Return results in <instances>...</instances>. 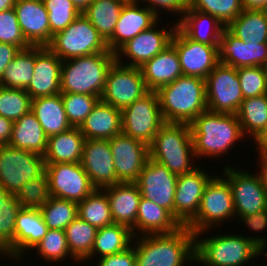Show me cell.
Listing matches in <instances>:
<instances>
[{
    "mask_svg": "<svg viewBox=\"0 0 267 266\" xmlns=\"http://www.w3.org/2000/svg\"><path fill=\"white\" fill-rule=\"evenodd\" d=\"M196 159L220 158L246 139L237 115L206 110L190 124Z\"/></svg>",
    "mask_w": 267,
    "mask_h": 266,
    "instance_id": "1",
    "label": "cell"
},
{
    "mask_svg": "<svg viewBox=\"0 0 267 266\" xmlns=\"http://www.w3.org/2000/svg\"><path fill=\"white\" fill-rule=\"evenodd\" d=\"M132 244L136 266H187L188 261L195 262V234L187 226L170 234L134 237Z\"/></svg>",
    "mask_w": 267,
    "mask_h": 266,
    "instance_id": "2",
    "label": "cell"
},
{
    "mask_svg": "<svg viewBox=\"0 0 267 266\" xmlns=\"http://www.w3.org/2000/svg\"><path fill=\"white\" fill-rule=\"evenodd\" d=\"M257 235L213 233L211 237L204 238L202 234H195V263L204 266H247L255 257L258 259V245L266 239L264 235Z\"/></svg>",
    "mask_w": 267,
    "mask_h": 266,
    "instance_id": "3",
    "label": "cell"
},
{
    "mask_svg": "<svg viewBox=\"0 0 267 266\" xmlns=\"http://www.w3.org/2000/svg\"><path fill=\"white\" fill-rule=\"evenodd\" d=\"M164 122L190 124L207 110L206 82L196 76H180L157 91Z\"/></svg>",
    "mask_w": 267,
    "mask_h": 266,
    "instance_id": "4",
    "label": "cell"
},
{
    "mask_svg": "<svg viewBox=\"0 0 267 266\" xmlns=\"http://www.w3.org/2000/svg\"><path fill=\"white\" fill-rule=\"evenodd\" d=\"M149 158L176 175L190 173L197 168L190 125L165 122L149 146Z\"/></svg>",
    "mask_w": 267,
    "mask_h": 266,
    "instance_id": "5",
    "label": "cell"
},
{
    "mask_svg": "<svg viewBox=\"0 0 267 266\" xmlns=\"http://www.w3.org/2000/svg\"><path fill=\"white\" fill-rule=\"evenodd\" d=\"M116 60V53L102 52L62 61L61 93L101 97L106 75Z\"/></svg>",
    "mask_w": 267,
    "mask_h": 266,
    "instance_id": "6",
    "label": "cell"
},
{
    "mask_svg": "<svg viewBox=\"0 0 267 266\" xmlns=\"http://www.w3.org/2000/svg\"><path fill=\"white\" fill-rule=\"evenodd\" d=\"M258 172L230 165L221 169V175L228 181L233 196L236 217L251 215L267 209V162L257 160Z\"/></svg>",
    "mask_w": 267,
    "mask_h": 266,
    "instance_id": "7",
    "label": "cell"
},
{
    "mask_svg": "<svg viewBox=\"0 0 267 266\" xmlns=\"http://www.w3.org/2000/svg\"><path fill=\"white\" fill-rule=\"evenodd\" d=\"M236 217L232 190L222 175H215L206 185L195 218L187 225L194 234L203 236L210 229L220 228L222 223ZM217 226V227H216Z\"/></svg>",
    "mask_w": 267,
    "mask_h": 266,
    "instance_id": "8",
    "label": "cell"
},
{
    "mask_svg": "<svg viewBox=\"0 0 267 266\" xmlns=\"http://www.w3.org/2000/svg\"><path fill=\"white\" fill-rule=\"evenodd\" d=\"M47 47L62 61L111 52L107 42L82 13L66 29L53 35Z\"/></svg>",
    "mask_w": 267,
    "mask_h": 266,
    "instance_id": "9",
    "label": "cell"
},
{
    "mask_svg": "<svg viewBox=\"0 0 267 266\" xmlns=\"http://www.w3.org/2000/svg\"><path fill=\"white\" fill-rule=\"evenodd\" d=\"M45 171L44 157L9 145L0 146V186L16 195L22 185Z\"/></svg>",
    "mask_w": 267,
    "mask_h": 266,
    "instance_id": "10",
    "label": "cell"
},
{
    "mask_svg": "<svg viewBox=\"0 0 267 266\" xmlns=\"http://www.w3.org/2000/svg\"><path fill=\"white\" fill-rule=\"evenodd\" d=\"M164 123L156 91H149L122 110V133L148 147Z\"/></svg>",
    "mask_w": 267,
    "mask_h": 266,
    "instance_id": "11",
    "label": "cell"
},
{
    "mask_svg": "<svg viewBox=\"0 0 267 266\" xmlns=\"http://www.w3.org/2000/svg\"><path fill=\"white\" fill-rule=\"evenodd\" d=\"M148 92L140 67L123 65L115 60L107 72L100 99L122 111Z\"/></svg>",
    "mask_w": 267,
    "mask_h": 266,
    "instance_id": "12",
    "label": "cell"
},
{
    "mask_svg": "<svg viewBox=\"0 0 267 266\" xmlns=\"http://www.w3.org/2000/svg\"><path fill=\"white\" fill-rule=\"evenodd\" d=\"M205 82L207 109L236 115L244 100L237 68L219 62Z\"/></svg>",
    "mask_w": 267,
    "mask_h": 266,
    "instance_id": "13",
    "label": "cell"
},
{
    "mask_svg": "<svg viewBox=\"0 0 267 266\" xmlns=\"http://www.w3.org/2000/svg\"><path fill=\"white\" fill-rule=\"evenodd\" d=\"M171 44L175 47L184 76L206 79L219 63V45L197 42L176 27Z\"/></svg>",
    "mask_w": 267,
    "mask_h": 266,
    "instance_id": "14",
    "label": "cell"
},
{
    "mask_svg": "<svg viewBox=\"0 0 267 266\" xmlns=\"http://www.w3.org/2000/svg\"><path fill=\"white\" fill-rule=\"evenodd\" d=\"M153 25L150 29L142 31L133 39L129 40L116 52V60L127 66L141 67L171 44L172 35L177 27L174 21L166 27ZM158 27V28H157ZM127 60H124L123 59ZM130 59V61H128ZM125 61H128L125 63ZM124 62V63H123Z\"/></svg>",
    "mask_w": 267,
    "mask_h": 266,
    "instance_id": "15",
    "label": "cell"
},
{
    "mask_svg": "<svg viewBox=\"0 0 267 266\" xmlns=\"http://www.w3.org/2000/svg\"><path fill=\"white\" fill-rule=\"evenodd\" d=\"M50 196L79 203L95 188L81 163L45 164Z\"/></svg>",
    "mask_w": 267,
    "mask_h": 266,
    "instance_id": "16",
    "label": "cell"
},
{
    "mask_svg": "<svg viewBox=\"0 0 267 266\" xmlns=\"http://www.w3.org/2000/svg\"><path fill=\"white\" fill-rule=\"evenodd\" d=\"M117 184L135 183L148 158L149 147L124 133L109 139Z\"/></svg>",
    "mask_w": 267,
    "mask_h": 266,
    "instance_id": "17",
    "label": "cell"
},
{
    "mask_svg": "<svg viewBox=\"0 0 267 266\" xmlns=\"http://www.w3.org/2000/svg\"><path fill=\"white\" fill-rule=\"evenodd\" d=\"M214 176L199 166L190 173L178 175L174 195V218L181 226H187L195 218L206 185Z\"/></svg>",
    "mask_w": 267,
    "mask_h": 266,
    "instance_id": "18",
    "label": "cell"
},
{
    "mask_svg": "<svg viewBox=\"0 0 267 266\" xmlns=\"http://www.w3.org/2000/svg\"><path fill=\"white\" fill-rule=\"evenodd\" d=\"M178 175L148 158L135 184L141 196L167 209L174 217V195Z\"/></svg>",
    "mask_w": 267,
    "mask_h": 266,
    "instance_id": "19",
    "label": "cell"
},
{
    "mask_svg": "<svg viewBox=\"0 0 267 266\" xmlns=\"http://www.w3.org/2000/svg\"><path fill=\"white\" fill-rule=\"evenodd\" d=\"M142 6L135 0H128L124 4L113 35L106 41L109 51L116 53L139 33L160 23L162 18H159L147 6Z\"/></svg>",
    "mask_w": 267,
    "mask_h": 266,
    "instance_id": "20",
    "label": "cell"
},
{
    "mask_svg": "<svg viewBox=\"0 0 267 266\" xmlns=\"http://www.w3.org/2000/svg\"><path fill=\"white\" fill-rule=\"evenodd\" d=\"M81 165L95 189L117 184L109 140L85 139Z\"/></svg>",
    "mask_w": 267,
    "mask_h": 266,
    "instance_id": "21",
    "label": "cell"
},
{
    "mask_svg": "<svg viewBox=\"0 0 267 266\" xmlns=\"http://www.w3.org/2000/svg\"><path fill=\"white\" fill-rule=\"evenodd\" d=\"M62 60L48 47L35 46V66L25 91L32 99L61 93Z\"/></svg>",
    "mask_w": 267,
    "mask_h": 266,
    "instance_id": "22",
    "label": "cell"
},
{
    "mask_svg": "<svg viewBox=\"0 0 267 266\" xmlns=\"http://www.w3.org/2000/svg\"><path fill=\"white\" fill-rule=\"evenodd\" d=\"M14 10L26 41L31 46L50 44L48 12L42 0H16Z\"/></svg>",
    "mask_w": 267,
    "mask_h": 266,
    "instance_id": "23",
    "label": "cell"
},
{
    "mask_svg": "<svg viewBox=\"0 0 267 266\" xmlns=\"http://www.w3.org/2000/svg\"><path fill=\"white\" fill-rule=\"evenodd\" d=\"M267 60V43L243 42L226 27L221 33L219 62L235 68L263 66Z\"/></svg>",
    "mask_w": 267,
    "mask_h": 266,
    "instance_id": "24",
    "label": "cell"
},
{
    "mask_svg": "<svg viewBox=\"0 0 267 266\" xmlns=\"http://www.w3.org/2000/svg\"><path fill=\"white\" fill-rule=\"evenodd\" d=\"M48 227L39 208H24L18 211L15 221L14 240L10 247L21 263L26 254L33 250L46 235ZM27 252V253H26Z\"/></svg>",
    "mask_w": 267,
    "mask_h": 266,
    "instance_id": "25",
    "label": "cell"
},
{
    "mask_svg": "<svg viewBox=\"0 0 267 266\" xmlns=\"http://www.w3.org/2000/svg\"><path fill=\"white\" fill-rule=\"evenodd\" d=\"M108 197L113 222L129 227L136 237V220L141 193L135 183H118L103 189Z\"/></svg>",
    "mask_w": 267,
    "mask_h": 266,
    "instance_id": "26",
    "label": "cell"
},
{
    "mask_svg": "<svg viewBox=\"0 0 267 266\" xmlns=\"http://www.w3.org/2000/svg\"><path fill=\"white\" fill-rule=\"evenodd\" d=\"M140 69L149 91H157L183 75L177 51L172 44L145 62Z\"/></svg>",
    "mask_w": 267,
    "mask_h": 266,
    "instance_id": "27",
    "label": "cell"
},
{
    "mask_svg": "<svg viewBox=\"0 0 267 266\" xmlns=\"http://www.w3.org/2000/svg\"><path fill=\"white\" fill-rule=\"evenodd\" d=\"M79 129L85 139L109 140L122 133V111L100 99Z\"/></svg>",
    "mask_w": 267,
    "mask_h": 266,
    "instance_id": "28",
    "label": "cell"
},
{
    "mask_svg": "<svg viewBox=\"0 0 267 266\" xmlns=\"http://www.w3.org/2000/svg\"><path fill=\"white\" fill-rule=\"evenodd\" d=\"M182 226L173 215L154 201L141 197L136 220V237L170 234Z\"/></svg>",
    "mask_w": 267,
    "mask_h": 266,
    "instance_id": "29",
    "label": "cell"
},
{
    "mask_svg": "<svg viewBox=\"0 0 267 266\" xmlns=\"http://www.w3.org/2000/svg\"><path fill=\"white\" fill-rule=\"evenodd\" d=\"M84 141L79 127L48 137L45 164L81 163Z\"/></svg>",
    "mask_w": 267,
    "mask_h": 266,
    "instance_id": "30",
    "label": "cell"
},
{
    "mask_svg": "<svg viewBox=\"0 0 267 266\" xmlns=\"http://www.w3.org/2000/svg\"><path fill=\"white\" fill-rule=\"evenodd\" d=\"M177 27L194 41L208 45H220L221 33L225 28L214 16L197 10H186Z\"/></svg>",
    "mask_w": 267,
    "mask_h": 266,
    "instance_id": "31",
    "label": "cell"
},
{
    "mask_svg": "<svg viewBox=\"0 0 267 266\" xmlns=\"http://www.w3.org/2000/svg\"><path fill=\"white\" fill-rule=\"evenodd\" d=\"M31 112L37 117L47 137L72 128L64 109L61 93L32 99Z\"/></svg>",
    "mask_w": 267,
    "mask_h": 266,
    "instance_id": "32",
    "label": "cell"
},
{
    "mask_svg": "<svg viewBox=\"0 0 267 266\" xmlns=\"http://www.w3.org/2000/svg\"><path fill=\"white\" fill-rule=\"evenodd\" d=\"M47 141L48 137L41 124L30 111L13 122L12 135L8 145L44 156L47 150Z\"/></svg>",
    "mask_w": 267,
    "mask_h": 266,
    "instance_id": "33",
    "label": "cell"
},
{
    "mask_svg": "<svg viewBox=\"0 0 267 266\" xmlns=\"http://www.w3.org/2000/svg\"><path fill=\"white\" fill-rule=\"evenodd\" d=\"M132 230L121 224H110L98 229L94 246L87 261L122 252L132 245ZM99 255V256H98Z\"/></svg>",
    "mask_w": 267,
    "mask_h": 266,
    "instance_id": "34",
    "label": "cell"
},
{
    "mask_svg": "<svg viewBox=\"0 0 267 266\" xmlns=\"http://www.w3.org/2000/svg\"><path fill=\"white\" fill-rule=\"evenodd\" d=\"M226 28L245 43H267V10L243 9Z\"/></svg>",
    "mask_w": 267,
    "mask_h": 266,
    "instance_id": "35",
    "label": "cell"
},
{
    "mask_svg": "<svg viewBox=\"0 0 267 266\" xmlns=\"http://www.w3.org/2000/svg\"><path fill=\"white\" fill-rule=\"evenodd\" d=\"M128 0H93L83 15L92 23L105 41L114 32L124 4Z\"/></svg>",
    "mask_w": 267,
    "mask_h": 266,
    "instance_id": "36",
    "label": "cell"
},
{
    "mask_svg": "<svg viewBox=\"0 0 267 266\" xmlns=\"http://www.w3.org/2000/svg\"><path fill=\"white\" fill-rule=\"evenodd\" d=\"M64 231L72 257L80 265L85 264L93 249L98 229L77 217Z\"/></svg>",
    "mask_w": 267,
    "mask_h": 266,
    "instance_id": "37",
    "label": "cell"
},
{
    "mask_svg": "<svg viewBox=\"0 0 267 266\" xmlns=\"http://www.w3.org/2000/svg\"><path fill=\"white\" fill-rule=\"evenodd\" d=\"M236 115L244 136L254 140L267 123V94L244 99Z\"/></svg>",
    "mask_w": 267,
    "mask_h": 266,
    "instance_id": "38",
    "label": "cell"
},
{
    "mask_svg": "<svg viewBox=\"0 0 267 266\" xmlns=\"http://www.w3.org/2000/svg\"><path fill=\"white\" fill-rule=\"evenodd\" d=\"M34 66L35 46L20 50L4 70L0 86L25 90L32 79Z\"/></svg>",
    "mask_w": 267,
    "mask_h": 266,
    "instance_id": "39",
    "label": "cell"
},
{
    "mask_svg": "<svg viewBox=\"0 0 267 266\" xmlns=\"http://www.w3.org/2000/svg\"><path fill=\"white\" fill-rule=\"evenodd\" d=\"M78 217L97 229L113 224L108 197L103 189H94L78 203Z\"/></svg>",
    "mask_w": 267,
    "mask_h": 266,
    "instance_id": "40",
    "label": "cell"
},
{
    "mask_svg": "<svg viewBox=\"0 0 267 266\" xmlns=\"http://www.w3.org/2000/svg\"><path fill=\"white\" fill-rule=\"evenodd\" d=\"M39 210L48 229L65 230L78 217V203L53 196Z\"/></svg>",
    "mask_w": 267,
    "mask_h": 266,
    "instance_id": "41",
    "label": "cell"
},
{
    "mask_svg": "<svg viewBox=\"0 0 267 266\" xmlns=\"http://www.w3.org/2000/svg\"><path fill=\"white\" fill-rule=\"evenodd\" d=\"M33 250H36L35 254L37 253L36 255L43 260L45 259L46 263H57L58 261L61 263V261H67V257H71L73 262H77L70 253L64 230L48 229L46 235Z\"/></svg>",
    "mask_w": 267,
    "mask_h": 266,
    "instance_id": "42",
    "label": "cell"
},
{
    "mask_svg": "<svg viewBox=\"0 0 267 266\" xmlns=\"http://www.w3.org/2000/svg\"><path fill=\"white\" fill-rule=\"evenodd\" d=\"M187 10L210 14L227 27L243 11V6L241 0H189Z\"/></svg>",
    "mask_w": 267,
    "mask_h": 266,
    "instance_id": "43",
    "label": "cell"
},
{
    "mask_svg": "<svg viewBox=\"0 0 267 266\" xmlns=\"http://www.w3.org/2000/svg\"><path fill=\"white\" fill-rule=\"evenodd\" d=\"M31 96L24 89L0 86V115L13 122L31 111Z\"/></svg>",
    "mask_w": 267,
    "mask_h": 266,
    "instance_id": "44",
    "label": "cell"
},
{
    "mask_svg": "<svg viewBox=\"0 0 267 266\" xmlns=\"http://www.w3.org/2000/svg\"><path fill=\"white\" fill-rule=\"evenodd\" d=\"M48 12L50 42L53 35L66 29L81 13L71 0H42Z\"/></svg>",
    "mask_w": 267,
    "mask_h": 266,
    "instance_id": "45",
    "label": "cell"
},
{
    "mask_svg": "<svg viewBox=\"0 0 267 266\" xmlns=\"http://www.w3.org/2000/svg\"><path fill=\"white\" fill-rule=\"evenodd\" d=\"M61 98L69 123L72 127H80L101 97L87 94L61 93Z\"/></svg>",
    "mask_w": 267,
    "mask_h": 266,
    "instance_id": "46",
    "label": "cell"
},
{
    "mask_svg": "<svg viewBox=\"0 0 267 266\" xmlns=\"http://www.w3.org/2000/svg\"><path fill=\"white\" fill-rule=\"evenodd\" d=\"M15 197L21 207L40 208L50 198L47 172L22 185Z\"/></svg>",
    "mask_w": 267,
    "mask_h": 266,
    "instance_id": "47",
    "label": "cell"
},
{
    "mask_svg": "<svg viewBox=\"0 0 267 266\" xmlns=\"http://www.w3.org/2000/svg\"><path fill=\"white\" fill-rule=\"evenodd\" d=\"M20 209L15 195L0 186V234L9 244L14 240L16 215Z\"/></svg>",
    "mask_w": 267,
    "mask_h": 266,
    "instance_id": "48",
    "label": "cell"
},
{
    "mask_svg": "<svg viewBox=\"0 0 267 266\" xmlns=\"http://www.w3.org/2000/svg\"><path fill=\"white\" fill-rule=\"evenodd\" d=\"M244 99L267 94V79L261 66L237 68Z\"/></svg>",
    "mask_w": 267,
    "mask_h": 266,
    "instance_id": "49",
    "label": "cell"
},
{
    "mask_svg": "<svg viewBox=\"0 0 267 266\" xmlns=\"http://www.w3.org/2000/svg\"><path fill=\"white\" fill-rule=\"evenodd\" d=\"M0 43L15 45L21 50L31 47L22 33L14 8L0 12Z\"/></svg>",
    "mask_w": 267,
    "mask_h": 266,
    "instance_id": "50",
    "label": "cell"
},
{
    "mask_svg": "<svg viewBox=\"0 0 267 266\" xmlns=\"http://www.w3.org/2000/svg\"><path fill=\"white\" fill-rule=\"evenodd\" d=\"M139 3L143 2L150 10H152L159 18L161 13H171L179 16L180 19L183 13L188 9L189 0H135ZM166 10V11H165ZM161 16V17H160Z\"/></svg>",
    "mask_w": 267,
    "mask_h": 266,
    "instance_id": "51",
    "label": "cell"
},
{
    "mask_svg": "<svg viewBox=\"0 0 267 266\" xmlns=\"http://www.w3.org/2000/svg\"><path fill=\"white\" fill-rule=\"evenodd\" d=\"M96 263V266H136L134 245L132 244L122 252L101 257Z\"/></svg>",
    "mask_w": 267,
    "mask_h": 266,
    "instance_id": "52",
    "label": "cell"
},
{
    "mask_svg": "<svg viewBox=\"0 0 267 266\" xmlns=\"http://www.w3.org/2000/svg\"><path fill=\"white\" fill-rule=\"evenodd\" d=\"M237 219L252 232L263 233V231H267V209L255 214L239 216Z\"/></svg>",
    "mask_w": 267,
    "mask_h": 266,
    "instance_id": "53",
    "label": "cell"
},
{
    "mask_svg": "<svg viewBox=\"0 0 267 266\" xmlns=\"http://www.w3.org/2000/svg\"><path fill=\"white\" fill-rule=\"evenodd\" d=\"M20 50L21 49L15 45L0 43V80L4 70Z\"/></svg>",
    "mask_w": 267,
    "mask_h": 266,
    "instance_id": "54",
    "label": "cell"
},
{
    "mask_svg": "<svg viewBox=\"0 0 267 266\" xmlns=\"http://www.w3.org/2000/svg\"><path fill=\"white\" fill-rule=\"evenodd\" d=\"M258 153L259 160H265L267 158V123L262 132L253 140Z\"/></svg>",
    "mask_w": 267,
    "mask_h": 266,
    "instance_id": "55",
    "label": "cell"
},
{
    "mask_svg": "<svg viewBox=\"0 0 267 266\" xmlns=\"http://www.w3.org/2000/svg\"><path fill=\"white\" fill-rule=\"evenodd\" d=\"M13 121L0 115V146L8 145L12 135Z\"/></svg>",
    "mask_w": 267,
    "mask_h": 266,
    "instance_id": "56",
    "label": "cell"
},
{
    "mask_svg": "<svg viewBox=\"0 0 267 266\" xmlns=\"http://www.w3.org/2000/svg\"><path fill=\"white\" fill-rule=\"evenodd\" d=\"M245 10H267V0H241Z\"/></svg>",
    "mask_w": 267,
    "mask_h": 266,
    "instance_id": "57",
    "label": "cell"
},
{
    "mask_svg": "<svg viewBox=\"0 0 267 266\" xmlns=\"http://www.w3.org/2000/svg\"><path fill=\"white\" fill-rule=\"evenodd\" d=\"M0 257L3 258H10L11 260H15L19 263V261L16 259L14 252L12 251L10 244L1 236L0 234Z\"/></svg>",
    "mask_w": 267,
    "mask_h": 266,
    "instance_id": "58",
    "label": "cell"
},
{
    "mask_svg": "<svg viewBox=\"0 0 267 266\" xmlns=\"http://www.w3.org/2000/svg\"><path fill=\"white\" fill-rule=\"evenodd\" d=\"M76 9L83 14L93 0H71Z\"/></svg>",
    "mask_w": 267,
    "mask_h": 266,
    "instance_id": "59",
    "label": "cell"
},
{
    "mask_svg": "<svg viewBox=\"0 0 267 266\" xmlns=\"http://www.w3.org/2000/svg\"><path fill=\"white\" fill-rule=\"evenodd\" d=\"M16 0H0V12L14 8Z\"/></svg>",
    "mask_w": 267,
    "mask_h": 266,
    "instance_id": "60",
    "label": "cell"
},
{
    "mask_svg": "<svg viewBox=\"0 0 267 266\" xmlns=\"http://www.w3.org/2000/svg\"><path fill=\"white\" fill-rule=\"evenodd\" d=\"M266 249H267V238L258 245V258H259V256H262L261 255L262 253L267 258V250Z\"/></svg>",
    "mask_w": 267,
    "mask_h": 266,
    "instance_id": "61",
    "label": "cell"
},
{
    "mask_svg": "<svg viewBox=\"0 0 267 266\" xmlns=\"http://www.w3.org/2000/svg\"><path fill=\"white\" fill-rule=\"evenodd\" d=\"M263 69H264V73H265V76H266V79H267V60L265 61V63L263 64Z\"/></svg>",
    "mask_w": 267,
    "mask_h": 266,
    "instance_id": "62",
    "label": "cell"
}]
</instances>
